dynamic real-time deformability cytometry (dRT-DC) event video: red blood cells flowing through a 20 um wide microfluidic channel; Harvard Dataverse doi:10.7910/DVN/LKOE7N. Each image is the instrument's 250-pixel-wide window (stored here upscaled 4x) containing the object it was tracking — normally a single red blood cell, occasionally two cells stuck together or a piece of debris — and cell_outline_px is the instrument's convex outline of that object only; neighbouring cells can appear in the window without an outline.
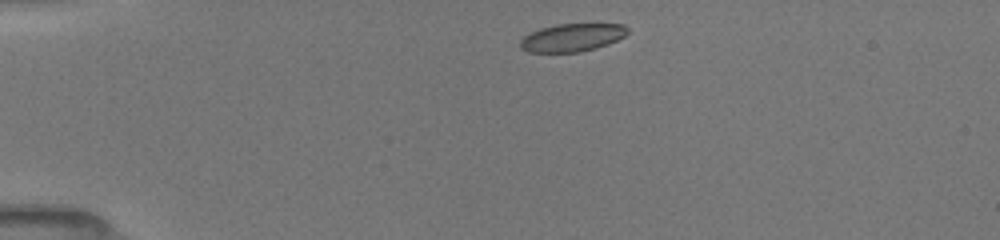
{"species": "common noctule bat (a hibernating species)", "species_latin": "Nyctalus noctula", "temperature_condition": "room temperature", "stored_images_in_passage": 4, "camera_frame_rate_fps": 3000, "um_per_image_px": 0.085, "animal": {"sex": "female", "body_mass_g": 19.5, "forearm_length_mm": 54.1}, "frame": {"image": 1, "passage_image": 1, "time_ms": 0.0, "image_size_px": [1000, 240], "cell_outline_px": [[628, 32], [624, 36], [608, 44], [596, 48], [580, 52], [528, 52], [520, 48], [520, 40], [524, 36], [540, 28], [556, 24], [624, 24], [628, 28]], "centroid_in_image_um": [48.62, 3.19], "position_along_channel_um": 36.4, "area_um2": 17.46}}
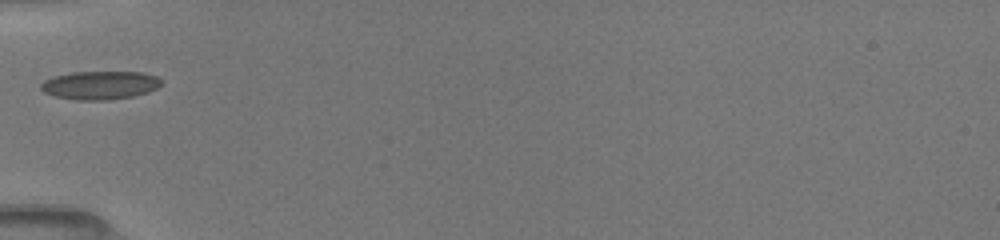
{"frame": {"image": 2, "passage_image": 3, "time_ms": 2.333, "image_size_px": [1000, 240], "cell_outline_px": [[164, 80], [156, 88], [148, 92], [132, 96], [108, 100], [76, 100], [52, 96], [44, 92], [40, 88], [40, 84], [44, 80], [52, 76], [72, 72], [144, 72], [156, 76]], "centroid_in_image_um": [8.47, 7.24], "position_along_channel_um": 76.5, "area_um2": 20.11}}
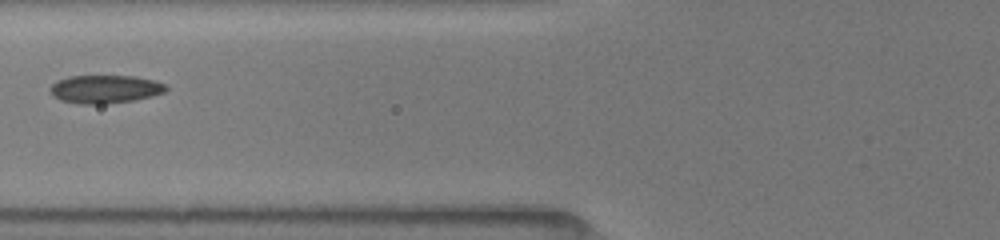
{"frame": {"image": 3, "passage_image": 4, "time_ms": 3.333, "image_size_px": [1000, 240], "cell_outline_px": [[168, 88], [164, 92], [152, 96], [132, 100], [104, 104], [76, 104], [60, 100], [52, 96], [48, 88], [56, 80], [68, 76], [136, 76], [152, 80], [164, 84]], "centroid_in_image_um": [8.86, 7.58], "position_along_channel_um": 116.9, "area_um2": 19.13}}